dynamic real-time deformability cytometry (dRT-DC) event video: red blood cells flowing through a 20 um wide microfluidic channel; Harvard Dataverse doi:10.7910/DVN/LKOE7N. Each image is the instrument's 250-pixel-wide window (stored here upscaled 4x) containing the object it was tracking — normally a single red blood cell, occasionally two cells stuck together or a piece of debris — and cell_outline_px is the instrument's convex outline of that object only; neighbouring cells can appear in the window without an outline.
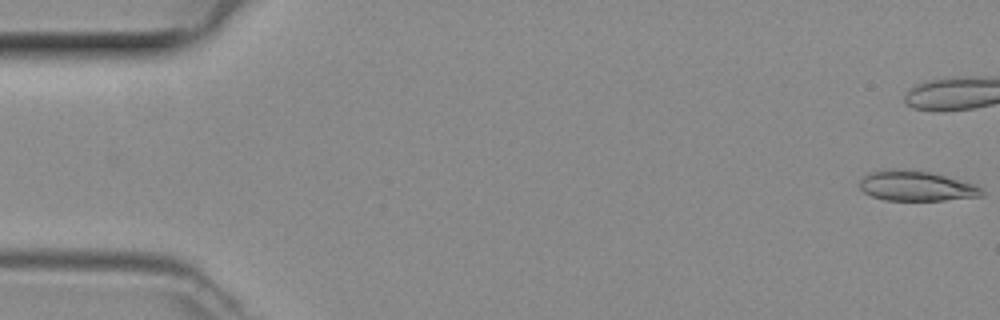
{"species": "common noctule bat (a hibernating species)", "species_latin": "Nyctalus noctula", "temperature_condition": "room temperature", "stored_images_in_passage": 38, "camera_frame_rate_fps": 3000, "um_per_image_px": 0.085, "animal": {"sex": "female", "body_mass_g": 29.2, "forearm_length_mm": 56.3}, "frame": {"image": 1, "passage_image": 1, "time_ms": 0.0, "image_size_px": [1000, 320], "cell_outline_px": [[984, 196], [944, 200], [884, 200], [872, 196], [864, 192], [860, 188], [860, 180], [868, 172], [884, 168], [904, 168], [928, 172], [944, 176], [972, 184], [984, 188]], "centroid_in_image_um": [77.84, 15.79], "position_along_channel_um": 7.2, "area_um2": 21.56}}